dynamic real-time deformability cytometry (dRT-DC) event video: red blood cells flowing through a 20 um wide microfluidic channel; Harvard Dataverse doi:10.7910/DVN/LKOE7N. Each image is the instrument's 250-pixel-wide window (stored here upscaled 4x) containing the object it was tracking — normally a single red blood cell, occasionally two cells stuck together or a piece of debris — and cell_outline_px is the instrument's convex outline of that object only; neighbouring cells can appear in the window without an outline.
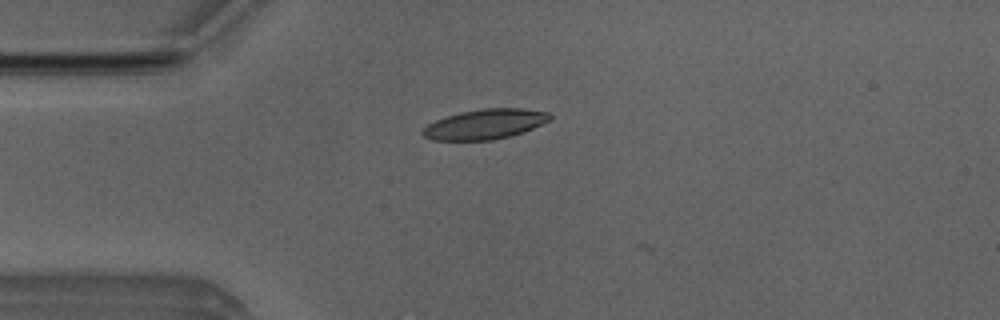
{"species": "Egyptian fruit bat (a non-hibernating species)", "species_latin": "Rousettus aegyptiacus", "temperature_condition": "room temperature", "stored_images_in_passage": 4, "camera_frame_rate_fps": 3000, "um_per_image_px": 0.085, "animal": {"sex": "male"}, "frame": {"image": 1, "passage_image": 2, "time_ms": 0.333, "image_size_px": [1000, 320], "cell_outline_px": [[552, 120], [532, 128], [508, 136], [492, 140], [432, 140], [424, 136], [420, 132], [428, 124], [436, 120], [460, 112], [484, 108], [524, 108], [548, 112], [552, 116]], "centroid_in_image_um": [41.23, 10.54], "position_along_channel_um": 43.8, "area_um2": 22.08}}